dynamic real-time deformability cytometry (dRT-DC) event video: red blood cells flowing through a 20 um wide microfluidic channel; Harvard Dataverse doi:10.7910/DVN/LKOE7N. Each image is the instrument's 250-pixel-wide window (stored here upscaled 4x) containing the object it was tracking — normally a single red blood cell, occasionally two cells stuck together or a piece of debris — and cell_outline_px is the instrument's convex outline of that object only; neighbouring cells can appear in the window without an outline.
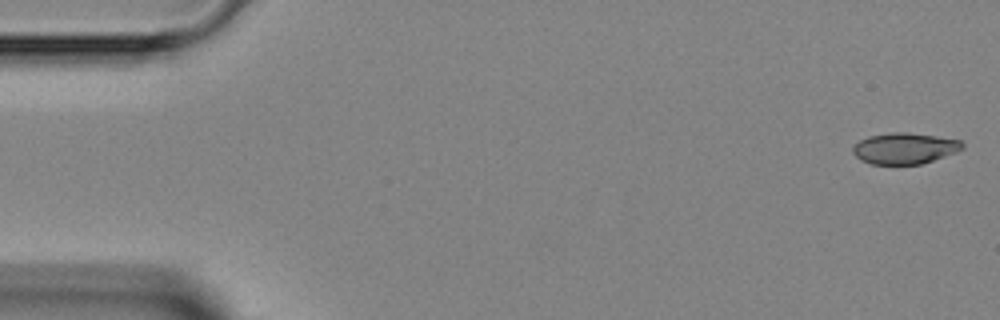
{"species": "Egyptian fruit bat (a non-hibernating species)", "species_latin": "Rousettus aegyptiacus", "temperature_condition": "room temperature", "stored_images_in_passage": 41, "camera_frame_rate_fps": 3000, "um_per_image_px": 0.085, "animal": {"sex": "female"}, "frame": {"image": 1, "passage_image": 1, "time_ms": 0.0, "image_size_px": [1000, 320], "cell_outline_px": [[964, 148], [956, 152], [920, 164], [872, 164], [860, 160], [852, 152], [852, 144], [868, 136], [892, 132], [908, 132], [936, 136], [960, 140], [964, 144]], "centroid_in_image_um": [76.86, 12.6], "position_along_channel_um": 8.1, "area_um2": 19.88}}
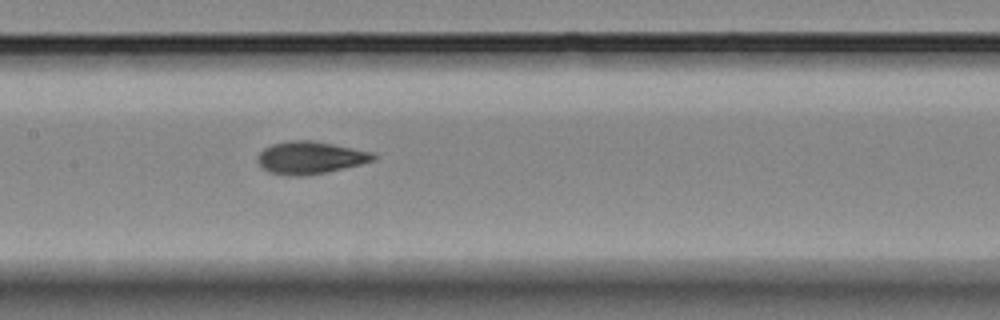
{"frame": {"image": 2, "passage_image": 22, "time_ms": 7.0, "image_size_px": [1000, 320], "cell_outline_px": [[376, 160], [328, 172], [304, 176], [288, 176], [268, 172], [256, 160], [256, 156], [264, 148], [272, 144], [292, 140], [312, 140], [372, 152], [376, 156]], "centroid_in_image_um": [26.34, 13.41], "position_along_channel_um": 181.1, "area_um2": 21.91}}
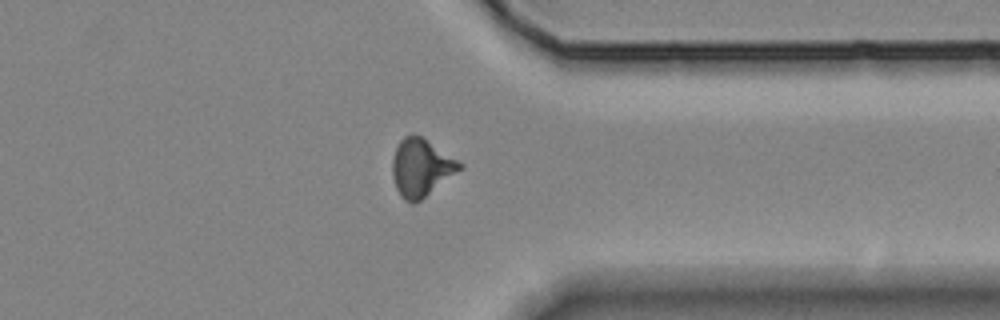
{"frame": {"image": 3, "passage_image": 36, "time_ms": 11.667, "image_size_px": [1000, 320], "cell_outline_px": [[464, 168], [420, 200], [412, 204], [404, 200], [400, 196], [396, 188], [392, 176], [392, 160], [396, 148], [400, 140], [404, 136], [420, 136], [464, 164]], "centroid_in_image_um": [35.79, 14.28], "position_along_channel_um": 375.6, "area_um2": 22.37}}